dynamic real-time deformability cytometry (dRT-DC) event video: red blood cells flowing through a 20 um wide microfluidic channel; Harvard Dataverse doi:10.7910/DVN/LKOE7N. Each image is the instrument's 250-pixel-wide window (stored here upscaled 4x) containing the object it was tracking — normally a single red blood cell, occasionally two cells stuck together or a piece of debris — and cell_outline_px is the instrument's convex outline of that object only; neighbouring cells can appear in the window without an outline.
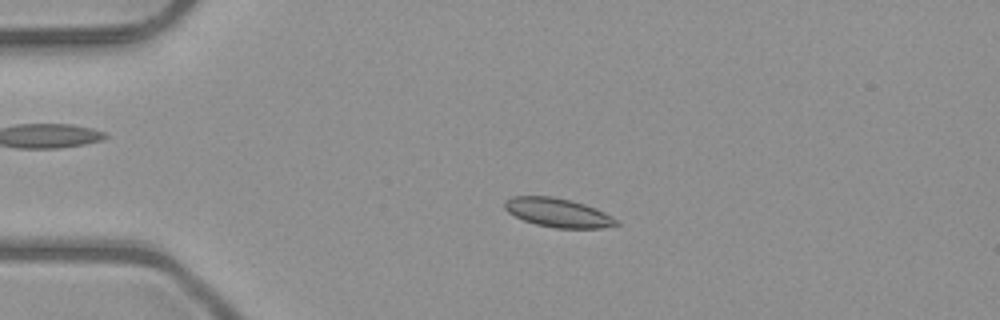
{"species": "common noctule bat (a hibernating species)", "species_latin": "Nyctalus noctula", "temperature_condition": "room temperature", "stored_images_in_passage": 52, "camera_frame_rate_fps": 3000, "um_per_image_px": 0.085, "animal": {"sex": "male", "body_mass_g": 23.1, "forearm_length_mm": 52.7}, "frame": {"image": 1, "passage_image": 12, "time_ms": 3.667, "image_size_px": [1000, 320], "cell_outline_px": [[620, 224], [600, 228], [556, 228], [536, 224], [524, 220], [508, 212], [504, 208], [504, 200], [512, 196], [552, 196], [572, 200], [596, 208], [620, 220]], "centroid_in_image_um": [47.44, 18.07], "position_along_channel_um": 37.6, "area_um2": 18.9}}
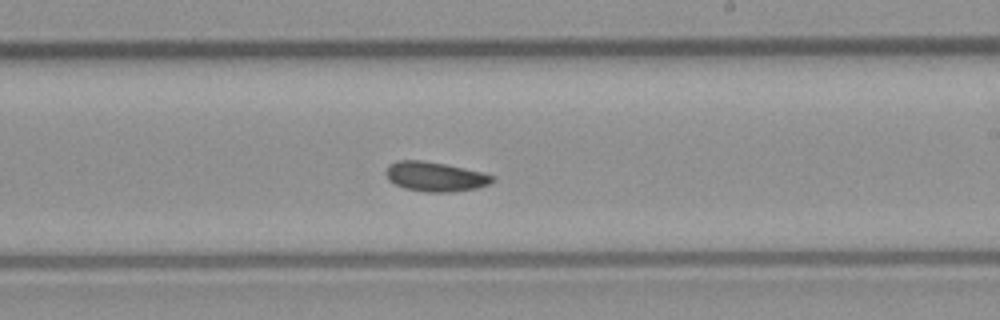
{"frame": {"image": 2, "passage_image": 31, "time_ms": 10.0, "image_size_px": [1000, 320], "cell_outline_px": [[496, 176], [488, 184], [476, 188], [452, 192], [428, 192], [404, 188], [388, 180], [384, 172], [388, 164], [396, 160], [420, 160], [444, 164], [464, 168]], "centroid_in_image_um": [36.93, 15.01], "position_along_channel_um": 252.1, "area_um2": 18.26}}
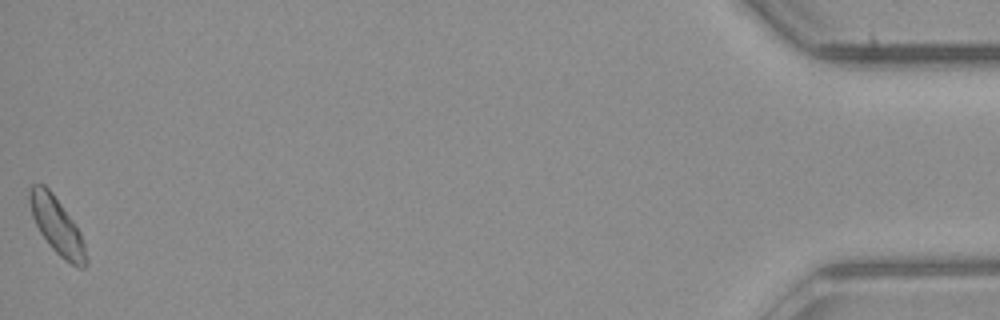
{"frame": {"image": 3, "passage_image": 52, "time_ms": 17.0, "image_size_px": [1000, 320], "cell_outline_px": [[88, 264], [84, 268], [80, 268], [64, 260], [52, 248], [40, 232], [32, 216], [28, 200], [28, 192], [32, 184], [44, 184], [52, 192], [72, 220], [80, 232], [84, 244], [88, 260]], "centroid_in_image_um": [4.83, 19.19], "position_along_channel_um": 430.4, "area_um2": 18.5}}